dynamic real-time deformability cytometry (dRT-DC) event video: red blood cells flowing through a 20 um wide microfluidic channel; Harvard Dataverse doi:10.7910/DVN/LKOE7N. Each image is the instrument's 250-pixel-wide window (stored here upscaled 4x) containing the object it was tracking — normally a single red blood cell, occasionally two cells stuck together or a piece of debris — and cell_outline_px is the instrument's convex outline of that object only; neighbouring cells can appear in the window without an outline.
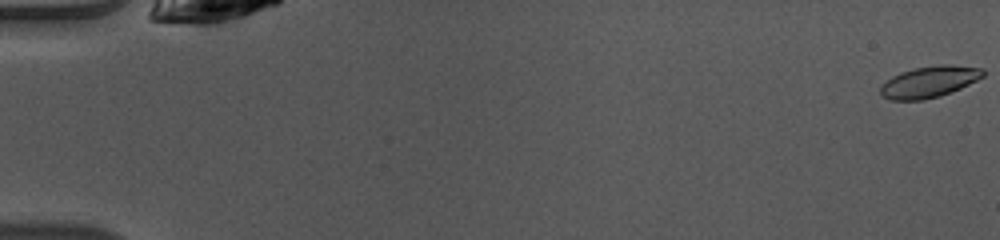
{"species": "common noctule bat (a hibernating species)", "species_latin": "Nyctalus noctula", "temperature_condition": "warm", "stored_images_in_passage": 50, "camera_frame_rate_fps": 3000, "um_per_image_px": 0.085, "animal": {"sex": "female", "body_mass_g": 10.0, "forearm_length_mm": 53.1}, "frame": {"image": 1, "passage_image": 1, "time_ms": 0.0, "image_size_px": [1000, 240], "cell_outline_px": [[984, 76], [960, 88], [940, 96], [924, 100], [892, 100], [884, 96], [880, 92], [880, 88], [892, 76], [900, 72], [916, 68], [936, 64], [948, 64], [984, 68]], "centroid_in_image_um": [79.01, 6.94], "position_along_channel_um": 6.0, "area_um2": 18.61}}
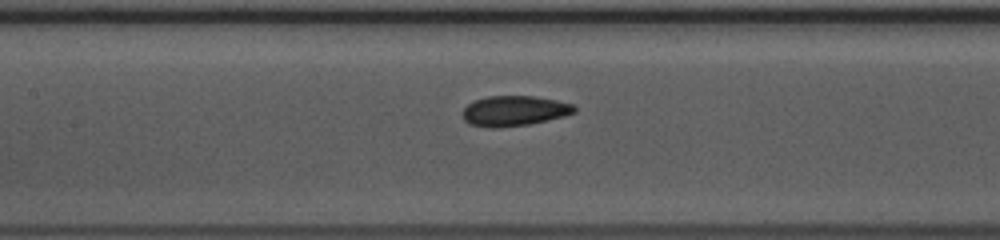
{"frame": {"image": 2, "passage_image": 24, "time_ms": 7.667, "image_size_px": [1000, 240], "cell_outline_px": [[576, 112], [564, 116], [548, 120], [528, 124], [492, 128], [468, 124], [464, 120], [464, 108], [468, 104], [476, 100], [488, 96], [532, 96], [556, 100], [572, 104], [576, 108]], "centroid_in_image_um": [43.72, 9.42], "position_along_channel_um": 163.7, "area_um2": 19.48}}
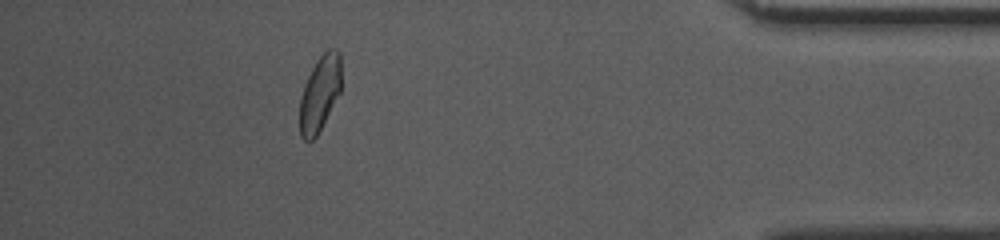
{"frame": {"image": 3, "passage_image": 45, "time_ms": 14.667, "image_size_px": [1000, 240], "cell_outline_px": [[340, 92], [316, 136], [312, 140], [304, 140], [300, 136], [300, 96], [304, 84], [316, 60], [328, 48], [336, 48], [340, 52]], "centroid_in_image_um": [27.17, 7.91], "position_along_channel_um": 408.0, "area_um2": 18.09}, "authors_computed_cell_mechanics": {"area_um2": 19.1318, "velocity_mm_per_s": 4.0923, "shape_relaxation_time_tau1_ms": 6.9118, "shape_relaxation_time_tau2_ms": 2.0017, "deformation_change_tau1": 0.1529, "deformation_change_tau2": 0.0568}}